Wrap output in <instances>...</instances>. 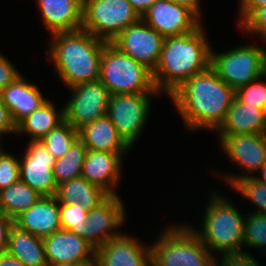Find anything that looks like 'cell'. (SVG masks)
<instances>
[{"label": "cell", "instance_id": "obj_1", "mask_svg": "<svg viewBox=\"0 0 266 266\" xmlns=\"http://www.w3.org/2000/svg\"><path fill=\"white\" fill-rule=\"evenodd\" d=\"M168 97L187 131L193 133L202 129L215 132L226 118L235 90L210 66L189 78Z\"/></svg>", "mask_w": 266, "mask_h": 266}, {"label": "cell", "instance_id": "obj_2", "mask_svg": "<svg viewBox=\"0 0 266 266\" xmlns=\"http://www.w3.org/2000/svg\"><path fill=\"white\" fill-rule=\"evenodd\" d=\"M211 49L203 24L193 32L165 37L153 72L157 91L169 96L189 78L208 69Z\"/></svg>", "mask_w": 266, "mask_h": 266}, {"label": "cell", "instance_id": "obj_3", "mask_svg": "<svg viewBox=\"0 0 266 266\" xmlns=\"http://www.w3.org/2000/svg\"><path fill=\"white\" fill-rule=\"evenodd\" d=\"M49 36L47 56L66 88L99 80L100 58L106 41L83 29Z\"/></svg>", "mask_w": 266, "mask_h": 266}, {"label": "cell", "instance_id": "obj_4", "mask_svg": "<svg viewBox=\"0 0 266 266\" xmlns=\"http://www.w3.org/2000/svg\"><path fill=\"white\" fill-rule=\"evenodd\" d=\"M209 192L210 199L205 204L200 224L202 228L196 229L192 224L189 226L215 257L246 252L242 248L245 213L242 214L233 199L214 189Z\"/></svg>", "mask_w": 266, "mask_h": 266}, {"label": "cell", "instance_id": "obj_5", "mask_svg": "<svg viewBox=\"0 0 266 266\" xmlns=\"http://www.w3.org/2000/svg\"><path fill=\"white\" fill-rule=\"evenodd\" d=\"M155 240L150 244L152 266H215L216 257L188 223L167 224Z\"/></svg>", "mask_w": 266, "mask_h": 266}, {"label": "cell", "instance_id": "obj_6", "mask_svg": "<svg viewBox=\"0 0 266 266\" xmlns=\"http://www.w3.org/2000/svg\"><path fill=\"white\" fill-rule=\"evenodd\" d=\"M99 80L110 95L159 93L154 84L153 72L121 52L111 42H107L102 50Z\"/></svg>", "mask_w": 266, "mask_h": 266}, {"label": "cell", "instance_id": "obj_7", "mask_svg": "<svg viewBox=\"0 0 266 266\" xmlns=\"http://www.w3.org/2000/svg\"><path fill=\"white\" fill-rule=\"evenodd\" d=\"M266 48L237 45L222 52L211 49V67L235 91L265 74Z\"/></svg>", "mask_w": 266, "mask_h": 266}, {"label": "cell", "instance_id": "obj_8", "mask_svg": "<svg viewBox=\"0 0 266 266\" xmlns=\"http://www.w3.org/2000/svg\"><path fill=\"white\" fill-rule=\"evenodd\" d=\"M140 19L128 0H83L81 29L106 42Z\"/></svg>", "mask_w": 266, "mask_h": 266}, {"label": "cell", "instance_id": "obj_9", "mask_svg": "<svg viewBox=\"0 0 266 266\" xmlns=\"http://www.w3.org/2000/svg\"><path fill=\"white\" fill-rule=\"evenodd\" d=\"M160 93L114 94L109 97L107 116L132 149L141 137L152 109V100Z\"/></svg>", "mask_w": 266, "mask_h": 266}, {"label": "cell", "instance_id": "obj_10", "mask_svg": "<svg viewBox=\"0 0 266 266\" xmlns=\"http://www.w3.org/2000/svg\"><path fill=\"white\" fill-rule=\"evenodd\" d=\"M220 148L228 160L242 171L240 174L216 172L219 180L231 186L238 178L253 177L266 163V134L218 136ZM244 172V173H243ZM256 172V173H255Z\"/></svg>", "mask_w": 266, "mask_h": 266}, {"label": "cell", "instance_id": "obj_11", "mask_svg": "<svg viewBox=\"0 0 266 266\" xmlns=\"http://www.w3.org/2000/svg\"><path fill=\"white\" fill-rule=\"evenodd\" d=\"M71 98L64 104V120L80 129L107 115L110 93L100 80L82 83L68 89Z\"/></svg>", "mask_w": 266, "mask_h": 266}, {"label": "cell", "instance_id": "obj_12", "mask_svg": "<svg viewBox=\"0 0 266 266\" xmlns=\"http://www.w3.org/2000/svg\"><path fill=\"white\" fill-rule=\"evenodd\" d=\"M164 37L142 18L120 32L111 43L121 52L154 72L162 51Z\"/></svg>", "mask_w": 266, "mask_h": 266}, {"label": "cell", "instance_id": "obj_13", "mask_svg": "<svg viewBox=\"0 0 266 266\" xmlns=\"http://www.w3.org/2000/svg\"><path fill=\"white\" fill-rule=\"evenodd\" d=\"M126 209L120 195H110L97 208L87 213L81 237L95 249L123 232L118 229L126 222Z\"/></svg>", "mask_w": 266, "mask_h": 266}, {"label": "cell", "instance_id": "obj_14", "mask_svg": "<svg viewBox=\"0 0 266 266\" xmlns=\"http://www.w3.org/2000/svg\"><path fill=\"white\" fill-rule=\"evenodd\" d=\"M19 158L20 180L41 196H55L57 184L53 175L56 159L41 141H28Z\"/></svg>", "mask_w": 266, "mask_h": 266}, {"label": "cell", "instance_id": "obj_15", "mask_svg": "<svg viewBox=\"0 0 266 266\" xmlns=\"http://www.w3.org/2000/svg\"><path fill=\"white\" fill-rule=\"evenodd\" d=\"M141 18L164 38L193 32L203 23L192 9L168 0H157Z\"/></svg>", "mask_w": 266, "mask_h": 266}, {"label": "cell", "instance_id": "obj_16", "mask_svg": "<svg viewBox=\"0 0 266 266\" xmlns=\"http://www.w3.org/2000/svg\"><path fill=\"white\" fill-rule=\"evenodd\" d=\"M98 266H152L150 243L137 237L121 234L95 249Z\"/></svg>", "mask_w": 266, "mask_h": 266}, {"label": "cell", "instance_id": "obj_17", "mask_svg": "<svg viewBox=\"0 0 266 266\" xmlns=\"http://www.w3.org/2000/svg\"><path fill=\"white\" fill-rule=\"evenodd\" d=\"M126 154L128 153H110L87 149L81 176L88 182L101 187L109 195H118V184L123 173V158L126 157Z\"/></svg>", "mask_w": 266, "mask_h": 266}, {"label": "cell", "instance_id": "obj_18", "mask_svg": "<svg viewBox=\"0 0 266 266\" xmlns=\"http://www.w3.org/2000/svg\"><path fill=\"white\" fill-rule=\"evenodd\" d=\"M47 264L85 263L95 257V248L82 237L60 229L43 239Z\"/></svg>", "mask_w": 266, "mask_h": 266}, {"label": "cell", "instance_id": "obj_19", "mask_svg": "<svg viewBox=\"0 0 266 266\" xmlns=\"http://www.w3.org/2000/svg\"><path fill=\"white\" fill-rule=\"evenodd\" d=\"M14 225L42 239L62 229L56 197L42 196L14 219Z\"/></svg>", "mask_w": 266, "mask_h": 266}, {"label": "cell", "instance_id": "obj_20", "mask_svg": "<svg viewBox=\"0 0 266 266\" xmlns=\"http://www.w3.org/2000/svg\"><path fill=\"white\" fill-rule=\"evenodd\" d=\"M36 3L50 35L81 29L83 0H36Z\"/></svg>", "mask_w": 266, "mask_h": 266}, {"label": "cell", "instance_id": "obj_21", "mask_svg": "<svg viewBox=\"0 0 266 266\" xmlns=\"http://www.w3.org/2000/svg\"><path fill=\"white\" fill-rule=\"evenodd\" d=\"M0 95L16 125L48 100L38 85L27 81L23 74L4 88Z\"/></svg>", "mask_w": 266, "mask_h": 266}, {"label": "cell", "instance_id": "obj_22", "mask_svg": "<svg viewBox=\"0 0 266 266\" xmlns=\"http://www.w3.org/2000/svg\"><path fill=\"white\" fill-rule=\"evenodd\" d=\"M215 132L218 136L266 134V110L243 104L235 97L224 122Z\"/></svg>", "mask_w": 266, "mask_h": 266}, {"label": "cell", "instance_id": "obj_23", "mask_svg": "<svg viewBox=\"0 0 266 266\" xmlns=\"http://www.w3.org/2000/svg\"><path fill=\"white\" fill-rule=\"evenodd\" d=\"M78 138L89 150L110 153H128L131 151L107 115L78 129Z\"/></svg>", "mask_w": 266, "mask_h": 266}, {"label": "cell", "instance_id": "obj_24", "mask_svg": "<svg viewBox=\"0 0 266 266\" xmlns=\"http://www.w3.org/2000/svg\"><path fill=\"white\" fill-rule=\"evenodd\" d=\"M63 121L64 106L58 109L55 103L48 99L16 125V135L23 134L28 136L29 141H40Z\"/></svg>", "mask_w": 266, "mask_h": 266}, {"label": "cell", "instance_id": "obj_25", "mask_svg": "<svg viewBox=\"0 0 266 266\" xmlns=\"http://www.w3.org/2000/svg\"><path fill=\"white\" fill-rule=\"evenodd\" d=\"M109 196L101 187L88 182L82 176L59 184L55 194L58 203H78L87 211L97 208Z\"/></svg>", "mask_w": 266, "mask_h": 266}, {"label": "cell", "instance_id": "obj_26", "mask_svg": "<svg viewBox=\"0 0 266 266\" xmlns=\"http://www.w3.org/2000/svg\"><path fill=\"white\" fill-rule=\"evenodd\" d=\"M8 254L25 266H47L43 239L13 226L9 233Z\"/></svg>", "mask_w": 266, "mask_h": 266}, {"label": "cell", "instance_id": "obj_27", "mask_svg": "<svg viewBox=\"0 0 266 266\" xmlns=\"http://www.w3.org/2000/svg\"><path fill=\"white\" fill-rule=\"evenodd\" d=\"M42 196L20 179L0 191V212L15 219Z\"/></svg>", "mask_w": 266, "mask_h": 266}, {"label": "cell", "instance_id": "obj_28", "mask_svg": "<svg viewBox=\"0 0 266 266\" xmlns=\"http://www.w3.org/2000/svg\"><path fill=\"white\" fill-rule=\"evenodd\" d=\"M86 152V146L77 138L67 153L63 157L56 159L53 166V175L57 186L81 176Z\"/></svg>", "mask_w": 266, "mask_h": 266}, {"label": "cell", "instance_id": "obj_29", "mask_svg": "<svg viewBox=\"0 0 266 266\" xmlns=\"http://www.w3.org/2000/svg\"><path fill=\"white\" fill-rule=\"evenodd\" d=\"M78 138V130L65 120L52 129L40 141L53 154L55 159L63 157Z\"/></svg>", "mask_w": 266, "mask_h": 266}, {"label": "cell", "instance_id": "obj_30", "mask_svg": "<svg viewBox=\"0 0 266 266\" xmlns=\"http://www.w3.org/2000/svg\"><path fill=\"white\" fill-rule=\"evenodd\" d=\"M249 212L244 217V249L257 248L266 256V215Z\"/></svg>", "mask_w": 266, "mask_h": 266}, {"label": "cell", "instance_id": "obj_31", "mask_svg": "<svg viewBox=\"0 0 266 266\" xmlns=\"http://www.w3.org/2000/svg\"><path fill=\"white\" fill-rule=\"evenodd\" d=\"M230 189L239 193L243 199H247L255 205L252 210L256 213L266 215V185L259 182L254 177L238 178L230 187Z\"/></svg>", "mask_w": 266, "mask_h": 266}, {"label": "cell", "instance_id": "obj_32", "mask_svg": "<svg viewBox=\"0 0 266 266\" xmlns=\"http://www.w3.org/2000/svg\"><path fill=\"white\" fill-rule=\"evenodd\" d=\"M235 97L243 104L266 110V75L237 89Z\"/></svg>", "mask_w": 266, "mask_h": 266}, {"label": "cell", "instance_id": "obj_33", "mask_svg": "<svg viewBox=\"0 0 266 266\" xmlns=\"http://www.w3.org/2000/svg\"><path fill=\"white\" fill-rule=\"evenodd\" d=\"M88 211L76 204L59 203L60 225L63 230H69L81 237L83 223L86 222Z\"/></svg>", "mask_w": 266, "mask_h": 266}, {"label": "cell", "instance_id": "obj_34", "mask_svg": "<svg viewBox=\"0 0 266 266\" xmlns=\"http://www.w3.org/2000/svg\"><path fill=\"white\" fill-rule=\"evenodd\" d=\"M4 150L0 151V191L20 179L19 158Z\"/></svg>", "mask_w": 266, "mask_h": 266}, {"label": "cell", "instance_id": "obj_35", "mask_svg": "<svg viewBox=\"0 0 266 266\" xmlns=\"http://www.w3.org/2000/svg\"><path fill=\"white\" fill-rule=\"evenodd\" d=\"M243 34H255L266 42V5L256 8L240 25Z\"/></svg>", "mask_w": 266, "mask_h": 266}, {"label": "cell", "instance_id": "obj_36", "mask_svg": "<svg viewBox=\"0 0 266 266\" xmlns=\"http://www.w3.org/2000/svg\"><path fill=\"white\" fill-rule=\"evenodd\" d=\"M250 253L251 252L246 251L244 253L217 256L215 266H262Z\"/></svg>", "mask_w": 266, "mask_h": 266}, {"label": "cell", "instance_id": "obj_37", "mask_svg": "<svg viewBox=\"0 0 266 266\" xmlns=\"http://www.w3.org/2000/svg\"><path fill=\"white\" fill-rule=\"evenodd\" d=\"M21 75L22 73L16 68L12 61L0 51V93Z\"/></svg>", "mask_w": 266, "mask_h": 266}, {"label": "cell", "instance_id": "obj_38", "mask_svg": "<svg viewBox=\"0 0 266 266\" xmlns=\"http://www.w3.org/2000/svg\"><path fill=\"white\" fill-rule=\"evenodd\" d=\"M5 134L15 135L16 124L13 122L11 113L4 104L0 95V135L4 138Z\"/></svg>", "mask_w": 266, "mask_h": 266}, {"label": "cell", "instance_id": "obj_39", "mask_svg": "<svg viewBox=\"0 0 266 266\" xmlns=\"http://www.w3.org/2000/svg\"><path fill=\"white\" fill-rule=\"evenodd\" d=\"M13 226L14 219L0 212V253L7 251L9 233Z\"/></svg>", "mask_w": 266, "mask_h": 266}, {"label": "cell", "instance_id": "obj_40", "mask_svg": "<svg viewBox=\"0 0 266 266\" xmlns=\"http://www.w3.org/2000/svg\"><path fill=\"white\" fill-rule=\"evenodd\" d=\"M266 5V0H239L238 26L260 6Z\"/></svg>", "mask_w": 266, "mask_h": 266}, {"label": "cell", "instance_id": "obj_41", "mask_svg": "<svg viewBox=\"0 0 266 266\" xmlns=\"http://www.w3.org/2000/svg\"><path fill=\"white\" fill-rule=\"evenodd\" d=\"M131 6L142 16L157 0H128Z\"/></svg>", "mask_w": 266, "mask_h": 266}, {"label": "cell", "instance_id": "obj_42", "mask_svg": "<svg viewBox=\"0 0 266 266\" xmlns=\"http://www.w3.org/2000/svg\"><path fill=\"white\" fill-rule=\"evenodd\" d=\"M170 2H173L175 4H180L183 6H186L190 9H192L200 18L202 17V11L201 10V5H200V0H168Z\"/></svg>", "mask_w": 266, "mask_h": 266}, {"label": "cell", "instance_id": "obj_43", "mask_svg": "<svg viewBox=\"0 0 266 266\" xmlns=\"http://www.w3.org/2000/svg\"><path fill=\"white\" fill-rule=\"evenodd\" d=\"M0 266H25L19 259L7 252L0 253Z\"/></svg>", "mask_w": 266, "mask_h": 266}, {"label": "cell", "instance_id": "obj_44", "mask_svg": "<svg viewBox=\"0 0 266 266\" xmlns=\"http://www.w3.org/2000/svg\"><path fill=\"white\" fill-rule=\"evenodd\" d=\"M258 173L260 175H258ZM257 175H254L253 177L257 179L259 182L266 185V163L259 169Z\"/></svg>", "mask_w": 266, "mask_h": 266}, {"label": "cell", "instance_id": "obj_45", "mask_svg": "<svg viewBox=\"0 0 266 266\" xmlns=\"http://www.w3.org/2000/svg\"><path fill=\"white\" fill-rule=\"evenodd\" d=\"M73 266H98L95 259L85 263H75Z\"/></svg>", "mask_w": 266, "mask_h": 266}, {"label": "cell", "instance_id": "obj_46", "mask_svg": "<svg viewBox=\"0 0 266 266\" xmlns=\"http://www.w3.org/2000/svg\"><path fill=\"white\" fill-rule=\"evenodd\" d=\"M73 263H66V262H59V263H53L48 264L47 266H73Z\"/></svg>", "mask_w": 266, "mask_h": 266}, {"label": "cell", "instance_id": "obj_47", "mask_svg": "<svg viewBox=\"0 0 266 266\" xmlns=\"http://www.w3.org/2000/svg\"><path fill=\"white\" fill-rule=\"evenodd\" d=\"M4 141V138H2V136L0 135V147H2V143ZM2 142V143H1Z\"/></svg>", "mask_w": 266, "mask_h": 266}]
</instances>
